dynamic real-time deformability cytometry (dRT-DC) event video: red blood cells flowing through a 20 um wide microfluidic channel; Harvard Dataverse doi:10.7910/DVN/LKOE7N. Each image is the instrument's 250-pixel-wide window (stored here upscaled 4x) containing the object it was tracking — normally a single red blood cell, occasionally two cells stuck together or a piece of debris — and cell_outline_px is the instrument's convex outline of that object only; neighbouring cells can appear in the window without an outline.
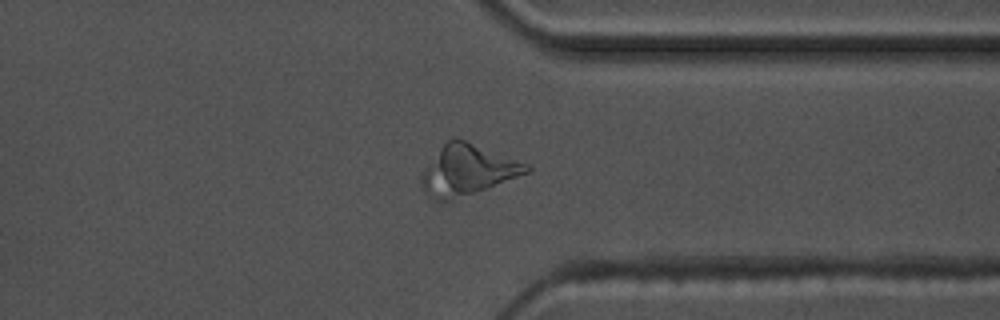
{"species": "common noctule bat (a hibernating species)", "species_latin": "Nyctalus noctula", "temperature_condition": "warm", "stored_images_in_passage": 42, "camera_frame_rate_fps": 3000, "um_per_image_px": 0.085, "animal": {"sex": "male", "body_mass_g": 17.5, "forearm_length_mm": 52.3}, "frame": {"image": 1, "passage_image": 35, "time_ms": 11.333, "image_size_px": [1000, 320], "cell_outline_px": [[532, 172], [440, 204], [420, 184], [420, 176], [440, 148], [448, 140], [456, 136], [532, 164]], "centroid_in_image_um": [39.81, 14.43], "position_along_channel_um": 371.6, "area_um2": 30.92}, "authors_computed_cell_mechanics": {"area_um2": 20.1433, "velocity_mm_per_s": 2.9597, "shape_relaxation_time_tau1_ms": 1.9934, "shape_relaxation_time_tau2_ms": null, "deformation_change_tau1": 0.3915, "deformation_change_tau2": null}}